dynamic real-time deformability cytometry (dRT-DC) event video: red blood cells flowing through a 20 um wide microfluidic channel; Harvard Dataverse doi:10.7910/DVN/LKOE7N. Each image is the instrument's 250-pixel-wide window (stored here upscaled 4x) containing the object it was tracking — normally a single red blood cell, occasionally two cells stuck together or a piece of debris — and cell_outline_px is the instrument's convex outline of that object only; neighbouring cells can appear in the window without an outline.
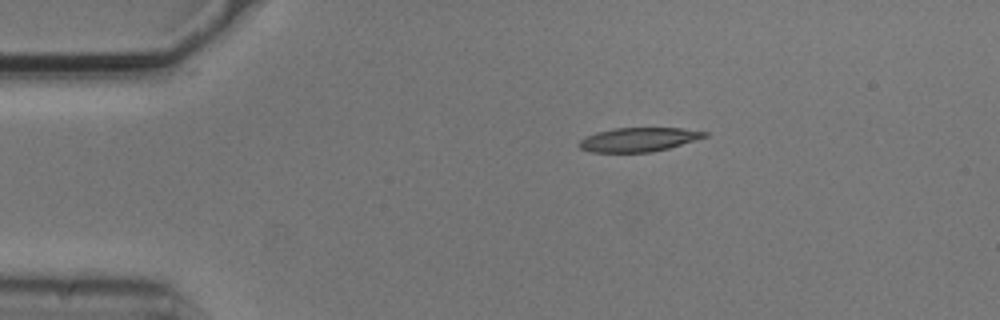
{"species": "common noctule bat (a hibernating species)", "species_latin": "Nyctalus noctula", "temperature_condition": "cold", "stored_images_in_passage": 3, "camera_frame_rate_fps": 3000, "um_per_image_px": 0.085, "animal": {"sex": "male", "body_mass_g": 20.5, "forearm_length_mm": 52.5}, "frame": {"image": 1, "passage_image": 1, "time_ms": 0.0, "image_size_px": [1000, 320], "cell_outline_px": [[708, 136], [696, 140], [668, 148], [652, 152], [592, 152], [580, 148], [576, 144], [580, 140], [596, 132], [612, 128], [680, 128], [708, 132]], "centroid_in_image_um": [54.27, 11.86], "position_along_channel_um": 30.7, "area_um2": 17.51}}